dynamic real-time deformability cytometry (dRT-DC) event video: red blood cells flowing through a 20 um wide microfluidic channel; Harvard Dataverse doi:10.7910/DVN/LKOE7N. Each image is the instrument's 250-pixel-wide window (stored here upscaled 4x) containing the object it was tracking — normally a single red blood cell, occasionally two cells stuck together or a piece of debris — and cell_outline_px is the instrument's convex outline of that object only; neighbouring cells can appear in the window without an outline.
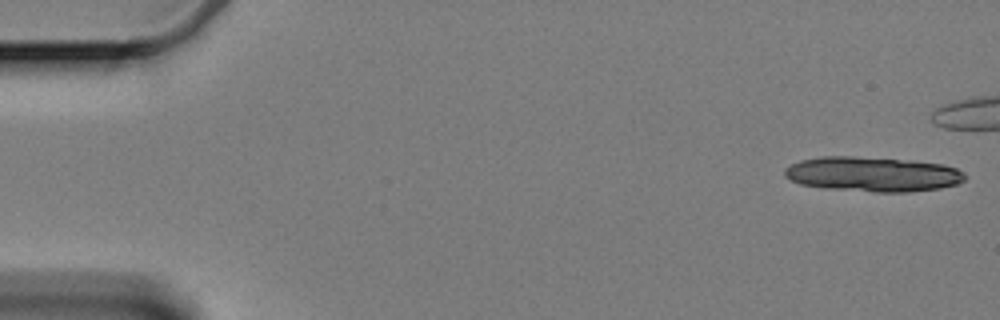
{"species": "Egyptian fruit bat (a non-hibernating species)", "species_latin": "Rousettus aegyptiacus", "temperature_condition": "cold", "stored_images_in_passage": 15, "camera_frame_rate_fps": 3000, "um_per_image_px": 0.085, "animal": {"sex": "female"}, "frame": {"image": 1, "passage_image": 1, "time_ms": 0.0, "image_size_px": [1000, 320], "cell_outline_px": [[964, 180], [956, 184], [940, 188], [908, 192], [872, 192], [824, 188], [800, 184], [784, 176], [784, 168], [800, 160], [820, 156], [852, 156], [912, 160], [944, 164], [956, 168], [964, 172]], "centroid_in_image_um": [74.16, 14.8], "position_along_channel_um": 10.8, "area_um2": 36.82}}